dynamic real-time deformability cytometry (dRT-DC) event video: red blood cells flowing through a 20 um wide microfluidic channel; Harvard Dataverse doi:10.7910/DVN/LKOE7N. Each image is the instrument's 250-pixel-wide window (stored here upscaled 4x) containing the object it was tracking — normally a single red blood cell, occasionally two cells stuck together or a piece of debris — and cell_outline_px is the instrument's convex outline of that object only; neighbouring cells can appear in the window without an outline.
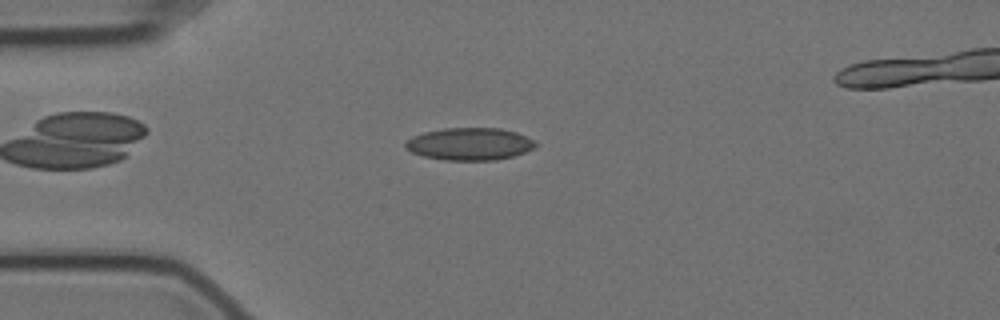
{"species": "Egyptian fruit bat (a non-hibernating species)", "species_latin": "Rousettus aegyptiacus", "temperature_condition": "cold", "stored_images_in_passage": 45, "camera_frame_rate_fps": 3000, "um_per_image_px": 0.085, "animal": {"sex": "female"}, "frame": {"image": 1, "passage_image": 4, "time_ms": 1.0, "image_size_px": [1000, 320], "cell_outline_px": [[536, 144], [532, 148], [524, 152], [512, 156], [496, 160], [444, 160], [424, 156], [412, 152], [404, 148], [404, 144], [412, 136], [424, 132], [444, 128], [500, 128], [516, 132], [532, 140]], "centroid_in_image_um": [39.87, 12.23], "position_along_channel_um": 45.1, "area_um2": 24.33}}
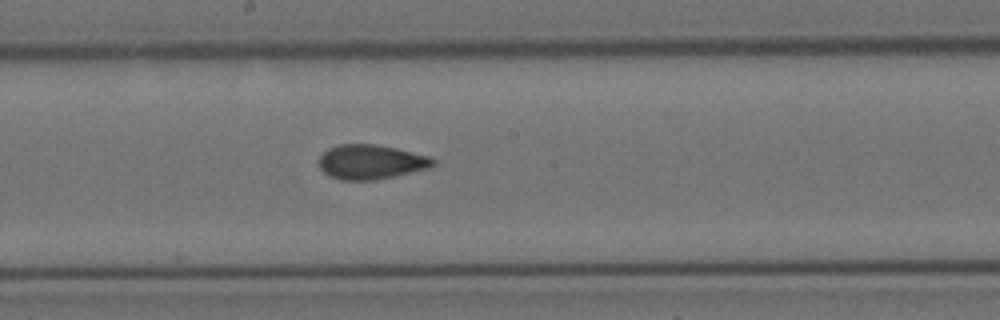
{"frame": {"image": 2, "passage_image": 20, "time_ms": 6.333, "image_size_px": [1000, 320], "cell_outline_px": [[436, 164], [428, 168], [392, 176], [372, 180], [340, 180], [328, 176], [320, 168], [320, 156], [328, 148], [340, 144], [372, 144], [396, 148], [428, 156], [436, 160]], "centroid_in_image_um": [31.5, 13.76], "position_along_channel_um": 216.7, "area_um2": 22.72}}
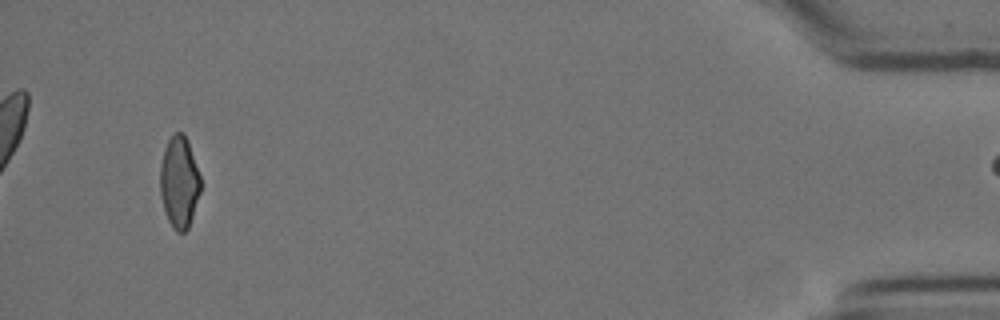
{"frame": {"image": 3, "passage_image": 44, "time_ms": 14.333, "image_size_px": [1000, 320], "cell_outline_px": [[200, 192], [188, 228], [184, 232], [176, 232], [172, 228], [168, 220], [164, 208], [160, 192], [160, 164], [164, 148], [168, 140], [176, 132], [184, 132], [188, 140], [200, 176]], "centroid_in_image_um": [15.23, 15.46], "position_along_channel_um": 420.0, "area_um2": 21.56}}